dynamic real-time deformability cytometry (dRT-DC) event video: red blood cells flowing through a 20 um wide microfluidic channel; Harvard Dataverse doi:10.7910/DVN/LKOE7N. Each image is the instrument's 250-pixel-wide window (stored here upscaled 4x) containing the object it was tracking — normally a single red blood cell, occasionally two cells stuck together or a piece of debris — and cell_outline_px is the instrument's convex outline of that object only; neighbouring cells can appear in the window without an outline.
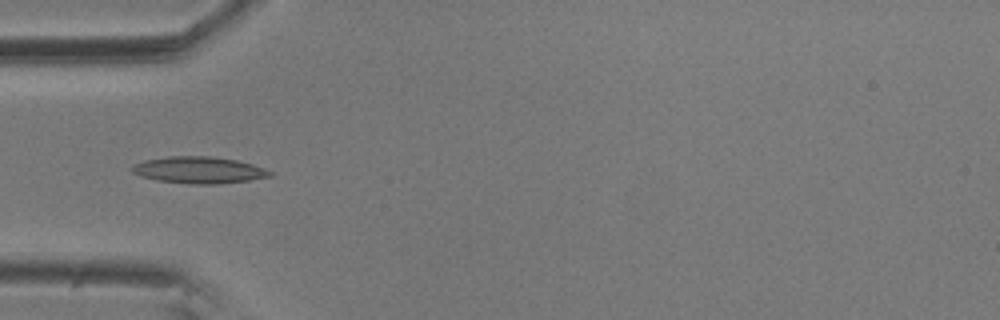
{"species": "common noctule bat (a hibernating species)", "species_latin": "Nyctalus noctula", "temperature_condition": "room temperature", "stored_images_in_passage": 7, "camera_frame_rate_fps": 3000, "um_per_image_px": 0.085, "animal": {"sex": "male", "body_mass_g": 20.5, "forearm_length_mm": 52.5}, "frame": {"image": 1, "passage_image": 4, "time_ms": 1.0, "image_size_px": [1000, 320], "cell_outline_px": [[272, 176], [248, 180], [220, 184], [188, 184], [156, 180], [140, 176], [132, 172], [132, 164], [144, 160], [168, 156], [208, 156], [236, 160], [252, 164], [264, 168], [272, 172]], "centroid_in_image_um": [16.87, 14.45], "position_along_channel_um": 68.1, "area_um2": 21.5}}
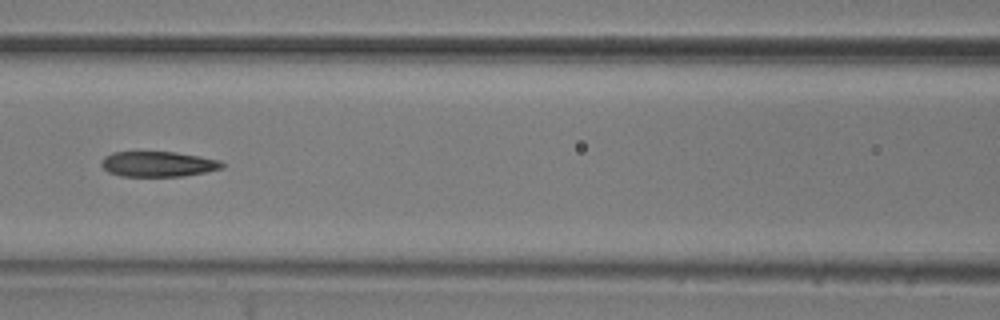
{"frame": {"image": 2, "passage_image": 6, "time_ms": 1.667, "image_size_px": [1000, 320], "cell_outline_px": [[224, 168], [184, 176], [120, 176], [108, 172], [100, 164], [104, 156], [112, 152], [176, 152], [200, 156], [220, 160], [224, 164]], "centroid_in_image_um": [13.43, 13.94], "position_along_channel_um": 153.2, "area_um2": 17.86}}
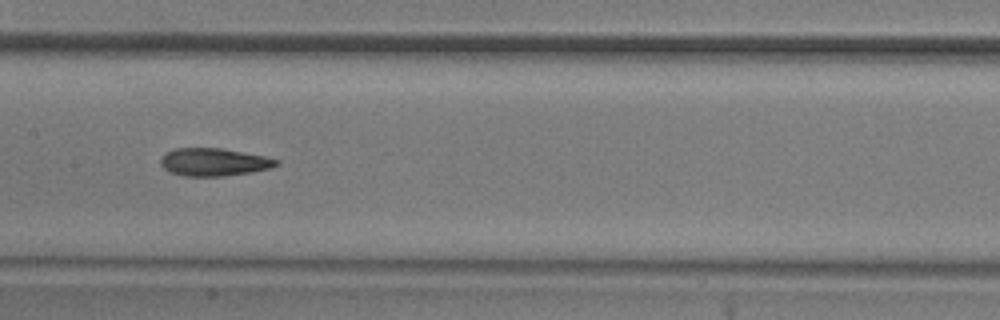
{"frame": {"image": 3, "passage_image": 7, "time_ms": 2.0, "image_size_px": [1000, 320], "cell_outline_px": [[280, 164], [268, 168], [252, 172], [224, 176], [184, 176], [168, 172], [160, 164], [160, 160], [168, 152], [176, 148], [220, 148], [264, 156], [280, 160]], "centroid_in_image_um": [18.18, 13.78], "position_along_channel_um": 189.2, "area_um2": 18.61}}